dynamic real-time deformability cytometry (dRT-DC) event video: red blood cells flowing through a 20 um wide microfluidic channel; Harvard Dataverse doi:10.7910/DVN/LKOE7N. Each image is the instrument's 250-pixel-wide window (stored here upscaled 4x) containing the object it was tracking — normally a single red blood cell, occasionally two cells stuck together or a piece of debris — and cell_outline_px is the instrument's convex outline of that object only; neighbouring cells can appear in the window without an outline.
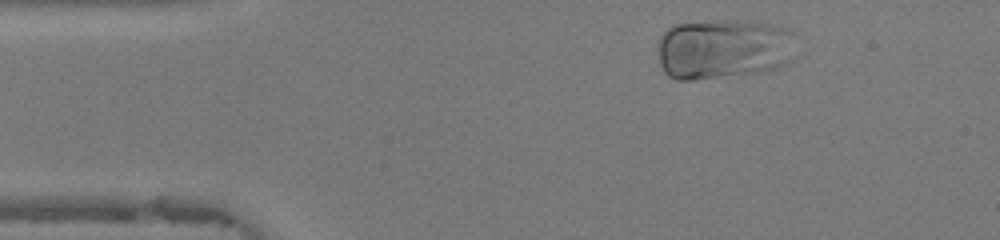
{"species": "human", "species_latin": "Homo sapiens", "temperature_condition": "warm", "stored_images_in_passage": 42, "camera_frame_rate_fps": 3000, "um_per_image_px": 0.085, "donor": {"sex": "female"}, "frame": {"image": 1, "passage_image": 3, "time_ms": 0.667, "image_size_px": [1000, 240], "cell_outline_px": [[792, 60], [776, 68], [760, 72], [692, 80], [676, 80], [668, 76], [664, 72], [660, 64], [656, 48], [660, 36], [672, 24], [716, 20], [748, 20], [780, 24], [792, 28]], "centroid_in_image_um": [61.47, 4.13], "position_along_channel_um": 23.5, "area_um2": 49.53}}
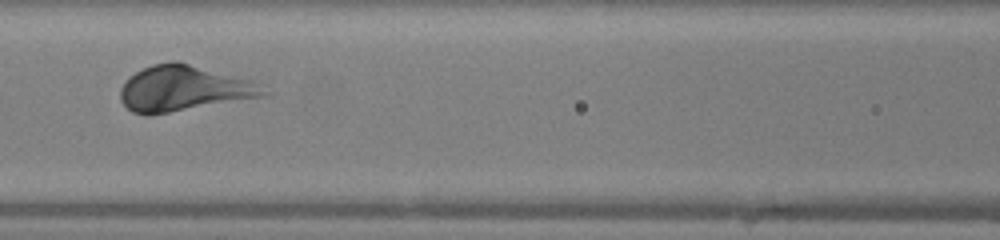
{"frame": {"image": 2, "passage_image": 16, "time_ms": 5.0, "image_size_px": [1000, 240], "cell_outline_px": [[272, 92], [268, 96], [148, 116], [132, 112], [120, 100], [120, 88], [128, 76], [152, 64], [172, 60], [176, 60], [248, 80]], "centroid_in_image_um": [15.58, 7.53], "position_along_channel_um": 151.0, "area_um2": 38.09}}
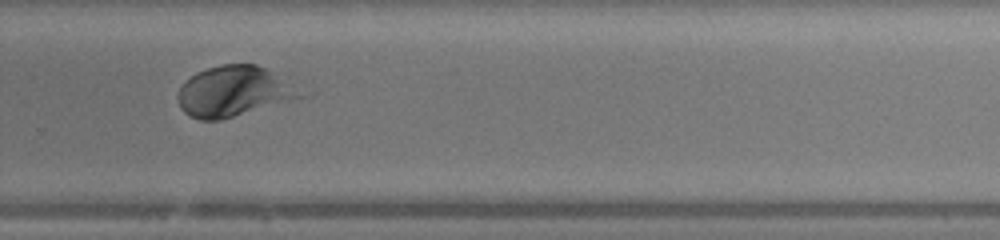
{"frame": {"image": 3, "passage_image": 27, "time_ms": 8.667, "image_size_px": [1000, 240], "cell_outline_px": [[308, 96], [220, 120], [200, 120], [188, 116], [180, 108], [176, 96], [180, 88], [196, 72], [220, 64], [256, 64], [264, 68]], "centroid_in_image_um": [19.81, 7.79], "position_along_channel_um": 310.0, "area_um2": 35.43}}